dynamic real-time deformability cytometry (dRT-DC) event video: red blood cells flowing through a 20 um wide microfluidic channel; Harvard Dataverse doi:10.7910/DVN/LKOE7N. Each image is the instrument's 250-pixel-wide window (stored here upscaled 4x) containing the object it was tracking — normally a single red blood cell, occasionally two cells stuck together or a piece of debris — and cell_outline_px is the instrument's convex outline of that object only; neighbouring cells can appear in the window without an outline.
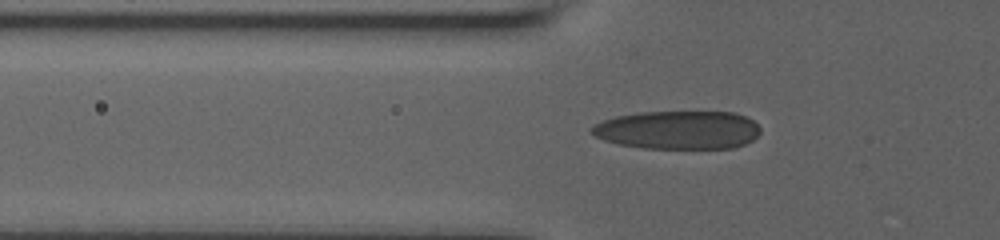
{"species": "human", "species_latin": "Homo sapiens", "temperature_condition": "room temperature", "stored_images_in_passage": 63, "camera_frame_rate_fps": 3000, "um_per_image_px": 0.085, "donor": {"sex": "male"}, "frame": {"image": 1, "passage_image": 2, "time_ms": 0.333, "image_size_px": [1000, 240], "cell_outline_px": [[760, 132], [752, 140], [744, 144], [732, 148], [644, 148], [616, 144], [604, 140], [588, 132], [588, 128], [604, 120], [616, 116], [640, 112], [732, 112], [744, 116], [752, 120], [760, 128]], "centroid_in_image_um": [57.59, 11.05], "position_along_channel_um": 68.2, "area_um2": 37.74}}
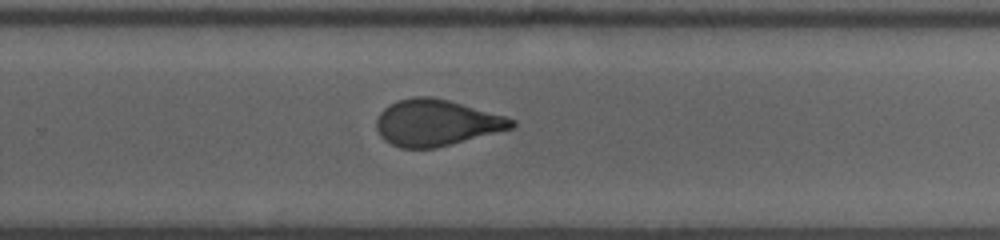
{"frame": {"image": 2, "passage_image": 37, "time_ms": 6.333, "image_size_px": [1000, 240], "cell_outline_px": [[516, 124], [512, 128], [436, 148], [400, 148], [384, 140], [380, 136], [376, 128], [376, 120], [380, 112], [388, 104], [400, 100], [416, 96], [432, 96], [448, 100], [504, 116], [516, 120]], "centroid_in_image_um": [37.05, 10.43], "position_along_channel_um": 292.8, "area_um2": 36.24}}
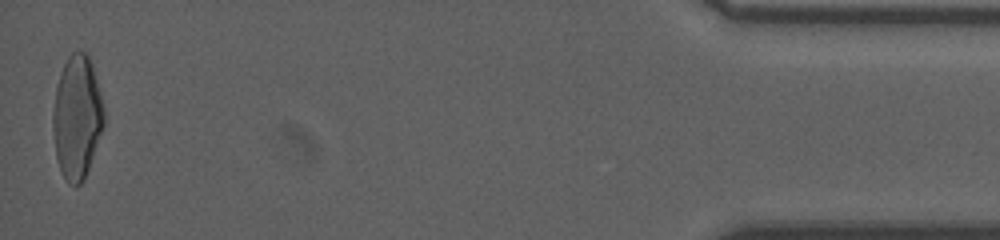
{"frame": {"image": 3, "passage_image": 63, "time_ms": 12.0, "image_size_px": [1000, 240], "cell_outline_px": [[104, 124], [84, 180], [76, 188], [68, 184], [60, 168], [56, 156], [52, 128], [52, 112], [56, 88], [60, 72], [68, 56], [72, 52], [84, 52], [88, 56], [100, 92], [104, 108]], "centroid_in_image_um": [6.52, 10.0], "position_along_channel_um": 428.7, "area_um2": 36.47}, "authors_computed_cell_mechanics": {"area_um2": 37.1076, "velocity_mm_per_s": 3.8112, "shape_relaxation_time_tau1_ms": 8.8907, "shape_relaxation_time_tau2_ms": 1.1881, "deformation_change_tau1": 0.2092, "deformation_change_tau2": 0.0813}}